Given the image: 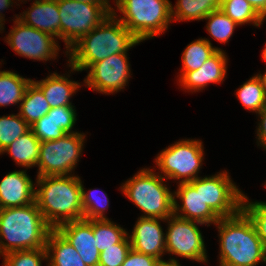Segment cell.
Here are the masks:
<instances>
[{"instance_id": "6da1fadb", "label": "cell", "mask_w": 266, "mask_h": 266, "mask_svg": "<svg viewBox=\"0 0 266 266\" xmlns=\"http://www.w3.org/2000/svg\"><path fill=\"white\" fill-rule=\"evenodd\" d=\"M112 13L97 27L83 36L70 49V65L74 71L90 67L113 54L126 53L140 41ZM117 20V21H116Z\"/></svg>"}, {"instance_id": "7a4b0ae2", "label": "cell", "mask_w": 266, "mask_h": 266, "mask_svg": "<svg viewBox=\"0 0 266 266\" xmlns=\"http://www.w3.org/2000/svg\"><path fill=\"white\" fill-rule=\"evenodd\" d=\"M39 189L35 202L46 223L56 229L59 225L83 219L81 180L77 176L37 177Z\"/></svg>"}, {"instance_id": "3957f363", "label": "cell", "mask_w": 266, "mask_h": 266, "mask_svg": "<svg viewBox=\"0 0 266 266\" xmlns=\"http://www.w3.org/2000/svg\"><path fill=\"white\" fill-rule=\"evenodd\" d=\"M220 233V266H256L266 263V248L248 215L241 210L216 223Z\"/></svg>"}, {"instance_id": "277c9868", "label": "cell", "mask_w": 266, "mask_h": 266, "mask_svg": "<svg viewBox=\"0 0 266 266\" xmlns=\"http://www.w3.org/2000/svg\"><path fill=\"white\" fill-rule=\"evenodd\" d=\"M52 228L46 223L36 202L0 209V238L4 255L13 251L41 249Z\"/></svg>"}, {"instance_id": "5b68a950", "label": "cell", "mask_w": 266, "mask_h": 266, "mask_svg": "<svg viewBox=\"0 0 266 266\" xmlns=\"http://www.w3.org/2000/svg\"><path fill=\"white\" fill-rule=\"evenodd\" d=\"M120 22L140 42L163 33L172 21L169 0H116Z\"/></svg>"}, {"instance_id": "8992f818", "label": "cell", "mask_w": 266, "mask_h": 266, "mask_svg": "<svg viewBox=\"0 0 266 266\" xmlns=\"http://www.w3.org/2000/svg\"><path fill=\"white\" fill-rule=\"evenodd\" d=\"M161 175L143 169L122 186L124 194L146 215L143 218L166 220L173 215V198Z\"/></svg>"}, {"instance_id": "52a82bcc", "label": "cell", "mask_w": 266, "mask_h": 266, "mask_svg": "<svg viewBox=\"0 0 266 266\" xmlns=\"http://www.w3.org/2000/svg\"><path fill=\"white\" fill-rule=\"evenodd\" d=\"M60 14V38L67 50L91 32L112 13L108 2L57 0Z\"/></svg>"}, {"instance_id": "ba28073f", "label": "cell", "mask_w": 266, "mask_h": 266, "mask_svg": "<svg viewBox=\"0 0 266 266\" xmlns=\"http://www.w3.org/2000/svg\"><path fill=\"white\" fill-rule=\"evenodd\" d=\"M84 135L67 133L57 140L40 142L38 176H62L72 172L82 152Z\"/></svg>"}, {"instance_id": "9c48e42d", "label": "cell", "mask_w": 266, "mask_h": 266, "mask_svg": "<svg viewBox=\"0 0 266 266\" xmlns=\"http://www.w3.org/2000/svg\"><path fill=\"white\" fill-rule=\"evenodd\" d=\"M202 142L198 140H182L169 146L156 158V164L168 179H182L188 183L198 178L203 160Z\"/></svg>"}, {"instance_id": "30bf717a", "label": "cell", "mask_w": 266, "mask_h": 266, "mask_svg": "<svg viewBox=\"0 0 266 266\" xmlns=\"http://www.w3.org/2000/svg\"><path fill=\"white\" fill-rule=\"evenodd\" d=\"M166 220L170 221L166 237V252L176 254L200 262L206 261L203 237L197 224L198 221L186 220L174 214Z\"/></svg>"}, {"instance_id": "8fae6325", "label": "cell", "mask_w": 266, "mask_h": 266, "mask_svg": "<svg viewBox=\"0 0 266 266\" xmlns=\"http://www.w3.org/2000/svg\"><path fill=\"white\" fill-rule=\"evenodd\" d=\"M243 196L227 172L202 178L203 200L220 218L238 214L242 210Z\"/></svg>"}, {"instance_id": "7c38bea8", "label": "cell", "mask_w": 266, "mask_h": 266, "mask_svg": "<svg viewBox=\"0 0 266 266\" xmlns=\"http://www.w3.org/2000/svg\"><path fill=\"white\" fill-rule=\"evenodd\" d=\"M14 22L6 42L18 55L39 61L56 57L59 48L53 36L23 24L18 17Z\"/></svg>"}, {"instance_id": "4fadbf2b", "label": "cell", "mask_w": 266, "mask_h": 266, "mask_svg": "<svg viewBox=\"0 0 266 266\" xmlns=\"http://www.w3.org/2000/svg\"><path fill=\"white\" fill-rule=\"evenodd\" d=\"M127 53L113 54L94 63L85 84L102 93H113L123 89L130 76Z\"/></svg>"}, {"instance_id": "5bb4252c", "label": "cell", "mask_w": 266, "mask_h": 266, "mask_svg": "<svg viewBox=\"0 0 266 266\" xmlns=\"http://www.w3.org/2000/svg\"><path fill=\"white\" fill-rule=\"evenodd\" d=\"M177 192L175 195L182 200V206L179 208V204L175 198H173V214L179 218L186 220L198 221L203 224L214 223L216 224L220 217L204 202L202 197V178H196L188 183H179ZM179 209L182 214L179 215L177 211Z\"/></svg>"}, {"instance_id": "9a60e30c", "label": "cell", "mask_w": 266, "mask_h": 266, "mask_svg": "<svg viewBox=\"0 0 266 266\" xmlns=\"http://www.w3.org/2000/svg\"><path fill=\"white\" fill-rule=\"evenodd\" d=\"M56 230L79 253L87 266H98L100 252L93 234V220H76L59 225Z\"/></svg>"}, {"instance_id": "2e32d148", "label": "cell", "mask_w": 266, "mask_h": 266, "mask_svg": "<svg viewBox=\"0 0 266 266\" xmlns=\"http://www.w3.org/2000/svg\"><path fill=\"white\" fill-rule=\"evenodd\" d=\"M158 220L140 217L129 240L133 250L162 260L164 250L166 252V237Z\"/></svg>"}, {"instance_id": "e0dca14e", "label": "cell", "mask_w": 266, "mask_h": 266, "mask_svg": "<svg viewBox=\"0 0 266 266\" xmlns=\"http://www.w3.org/2000/svg\"><path fill=\"white\" fill-rule=\"evenodd\" d=\"M73 106L51 108L50 111L31 125V130L40 142L57 140L71 132L76 121Z\"/></svg>"}, {"instance_id": "ac0fdd59", "label": "cell", "mask_w": 266, "mask_h": 266, "mask_svg": "<svg viewBox=\"0 0 266 266\" xmlns=\"http://www.w3.org/2000/svg\"><path fill=\"white\" fill-rule=\"evenodd\" d=\"M35 191L33 182L25 171L7 174L0 182V209L34 203Z\"/></svg>"}, {"instance_id": "d6986e66", "label": "cell", "mask_w": 266, "mask_h": 266, "mask_svg": "<svg viewBox=\"0 0 266 266\" xmlns=\"http://www.w3.org/2000/svg\"><path fill=\"white\" fill-rule=\"evenodd\" d=\"M227 58L222 50H218L199 69L187 71L180 75L179 82L185 89L200 90L208 83H220L226 75Z\"/></svg>"}, {"instance_id": "ffe728a7", "label": "cell", "mask_w": 266, "mask_h": 266, "mask_svg": "<svg viewBox=\"0 0 266 266\" xmlns=\"http://www.w3.org/2000/svg\"><path fill=\"white\" fill-rule=\"evenodd\" d=\"M18 20L23 24L60 38V14L57 0H35Z\"/></svg>"}, {"instance_id": "44dd1931", "label": "cell", "mask_w": 266, "mask_h": 266, "mask_svg": "<svg viewBox=\"0 0 266 266\" xmlns=\"http://www.w3.org/2000/svg\"><path fill=\"white\" fill-rule=\"evenodd\" d=\"M32 82L42 91L51 108L72 106L69 102L70 96L80 87L79 83L57 73L49 75L44 80Z\"/></svg>"}, {"instance_id": "7402d4cb", "label": "cell", "mask_w": 266, "mask_h": 266, "mask_svg": "<svg viewBox=\"0 0 266 266\" xmlns=\"http://www.w3.org/2000/svg\"><path fill=\"white\" fill-rule=\"evenodd\" d=\"M45 248L47 259H51L48 266H87L78 251L56 229L49 232Z\"/></svg>"}, {"instance_id": "603a6c76", "label": "cell", "mask_w": 266, "mask_h": 266, "mask_svg": "<svg viewBox=\"0 0 266 266\" xmlns=\"http://www.w3.org/2000/svg\"><path fill=\"white\" fill-rule=\"evenodd\" d=\"M8 152L18 165L32 167L37 165L40 152V141L30 129L24 135L2 150Z\"/></svg>"}, {"instance_id": "cb8c5ba5", "label": "cell", "mask_w": 266, "mask_h": 266, "mask_svg": "<svg viewBox=\"0 0 266 266\" xmlns=\"http://www.w3.org/2000/svg\"><path fill=\"white\" fill-rule=\"evenodd\" d=\"M19 115L31 126L51 109L42 91L31 82L26 89Z\"/></svg>"}, {"instance_id": "d4e9b609", "label": "cell", "mask_w": 266, "mask_h": 266, "mask_svg": "<svg viewBox=\"0 0 266 266\" xmlns=\"http://www.w3.org/2000/svg\"><path fill=\"white\" fill-rule=\"evenodd\" d=\"M221 0H178L176 11L171 7V17L176 20H202L220 9ZM176 17V18H175Z\"/></svg>"}, {"instance_id": "484cf974", "label": "cell", "mask_w": 266, "mask_h": 266, "mask_svg": "<svg viewBox=\"0 0 266 266\" xmlns=\"http://www.w3.org/2000/svg\"><path fill=\"white\" fill-rule=\"evenodd\" d=\"M32 82L11 71H0V106L21 102Z\"/></svg>"}, {"instance_id": "4316f807", "label": "cell", "mask_w": 266, "mask_h": 266, "mask_svg": "<svg viewBox=\"0 0 266 266\" xmlns=\"http://www.w3.org/2000/svg\"><path fill=\"white\" fill-rule=\"evenodd\" d=\"M220 48H214L207 39H198L189 44L182 56L183 69L181 75L187 71L199 69Z\"/></svg>"}, {"instance_id": "83f0119b", "label": "cell", "mask_w": 266, "mask_h": 266, "mask_svg": "<svg viewBox=\"0 0 266 266\" xmlns=\"http://www.w3.org/2000/svg\"><path fill=\"white\" fill-rule=\"evenodd\" d=\"M93 234L100 253L109 247H115V244L120 243L128 235L123 228L113 224L109 219L93 220Z\"/></svg>"}, {"instance_id": "f1b7e54d", "label": "cell", "mask_w": 266, "mask_h": 266, "mask_svg": "<svg viewBox=\"0 0 266 266\" xmlns=\"http://www.w3.org/2000/svg\"><path fill=\"white\" fill-rule=\"evenodd\" d=\"M236 93L243 106L248 110L259 113L266 106L263 84L258 75L241 85Z\"/></svg>"}, {"instance_id": "f546056e", "label": "cell", "mask_w": 266, "mask_h": 266, "mask_svg": "<svg viewBox=\"0 0 266 266\" xmlns=\"http://www.w3.org/2000/svg\"><path fill=\"white\" fill-rule=\"evenodd\" d=\"M220 10L238 25L248 22L261 25V16L246 0H221Z\"/></svg>"}, {"instance_id": "4dcf8cb0", "label": "cell", "mask_w": 266, "mask_h": 266, "mask_svg": "<svg viewBox=\"0 0 266 266\" xmlns=\"http://www.w3.org/2000/svg\"><path fill=\"white\" fill-rule=\"evenodd\" d=\"M30 129V125L19 114L0 117V154Z\"/></svg>"}, {"instance_id": "1f68e13d", "label": "cell", "mask_w": 266, "mask_h": 266, "mask_svg": "<svg viewBox=\"0 0 266 266\" xmlns=\"http://www.w3.org/2000/svg\"><path fill=\"white\" fill-rule=\"evenodd\" d=\"M205 19L209 21L206 26L209 34L222 43H226L230 39L233 30L238 26L237 23L220 9L211 12Z\"/></svg>"}, {"instance_id": "d6a6232c", "label": "cell", "mask_w": 266, "mask_h": 266, "mask_svg": "<svg viewBox=\"0 0 266 266\" xmlns=\"http://www.w3.org/2000/svg\"><path fill=\"white\" fill-rule=\"evenodd\" d=\"M90 192V193H89ZM85 192L84 187L81 182V203L83 208V219L85 220H103L106 218L103 213L104 209L108 208L109 200L107 194L102 197L91 194L94 191ZM105 196V198H104ZM103 198V199H102ZM103 204V205H102Z\"/></svg>"}, {"instance_id": "836d02e7", "label": "cell", "mask_w": 266, "mask_h": 266, "mask_svg": "<svg viewBox=\"0 0 266 266\" xmlns=\"http://www.w3.org/2000/svg\"><path fill=\"white\" fill-rule=\"evenodd\" d=\"M47 257L46 248L13 251L4 255V266H41Z\"/></svg>"}, {"instance_id": "e575fe53", "label": "cell", "mask_w": 266, "mask_h": 266, "mask_svg": "<svg viewBox=\"0 0 266 266\" xmlns=\"http://www.w3.org/2000/svg\"><path fill=\"white\" fill-rule=\"evenodd\" d=\"M243 196L242 210L252 220L257 234L266 248V202H248Z\"/></svg>"}, {"instance_id": "d590c367", "label": "cell", "mask_w": 266, "mask_h": 266, "mask_svg": "<svg viewBox=\"0 0 266 266\" xmlns=\"http://www.w3.org/2000/svg\"><path fill=\"white\" fill-rule=\"evenodd\" d=\"M128 239L126 236L120 243L115 244V247H109L101 252L98 266H121L131 249Z\"/></svg>"}, {"instance_id": "8d00e7d4", "label": "cell", "mask_w": 266, "mask_h": 266, "mask_svg": "<svg viewBox=\"0 0 266 266\" xmlns=\"http://www.w3.org/2000/svg\"><path fill=\"white\" fill-rule=\"evenodd\" d=\"M159 261L155 257L137 252L131 248L121 266H157Z\"/></svg>"}, {"instance_id": "74e56055", "label": "cell", "mask_w": 266, "mask_h": 266, "mask_svg": "<svg viewBox=\"0 0 266 266\" xmlns=\"http://www.w3.org/2000/svg\"><path fill=\"white\" fill-rule=\"evenodd\" d=\"M260 124L257 131L259 142L266 149V106L259 112Z\"/></svg>"}, {"instance_id": "f35d334b", "label": "cell", "mask_w": 266, "mask_h": 266, "mask_svg": "<svg viewBox=\"0 0 266 266\" xmlns=\"http://www.w3.org/2000/svg\"><path fill=\"white\" fill-rule=\"evenodd\" d=\"M254 10L261 16V24L266 17V0H246Z\"/></svg>"}, {"instance_id": "ab89813d", "label": "cell", "mask_w": 266, "mask_h": 266, "mask_svg": "<svg viewBox=\"0 0 266 266\" xmlns=\"http://www.w3.org/2000/svg\"><path fill=\"white\" fill-rule=\"evenodd\" d=\"M157 266H180L179 263L175 259H170V261L166 262L165 260H160Z\"/></svg>"}, {"instance_id": "60d3db41", "label": "cell", "mask_w": 266, "mask_h": 266, "mask_svg": "<svg viewBox=\"0 0 266 266\" xmlns=\"http://www.w3.org/2000/svg\"><path fill=\"white\" fill-rule=\"evenodd\" d=\"M12 3L13 2L11 0H0V9L2 10L8 8ZM0 19L3 21L2 14H0Z\"/></svg>"}, {"instance_id": "b9f144b4", "label": "cell", "mask_w": 266, "mask_h": 266, "mask_svg": "<svg viewBox=\"0 0 266 266\" xmlns=\"http://www.w3.org/2000/svg\"><path fill=\"white\" fill-rule=\"evenodd\" d=\"M258 77L262 81L263 88H264V93H265V96H266V72H265V74L263 76H262V74H258Z\"/></svg>"}, {"instance_id": "7bdbcfd3", "label": "cell", "mask_w": 266, "mask_h": 266, "mask_svg": "<svg viewBox=\"0 0 266 266\" xmlns=\"http://www.w3.org/2000/svg\"><path fill=\"white\" fill-rule=\"evenodd\" d=\"M73 1H77V2H109V0H73Z\"/></svg>"}, {"instance_id": "ee69618b", "label": "cell", "mask_w": 266, "mask_h": 266, "mask_svg": "<svg viewBox=\"0 0 266 266\" xmlns=\"http://www.w3.org/2000/svg\"><path fill=\"white\" fill-rule=\"evenodd\" d=\"M262 57H263V60L266 61V47H265V49L262 52Z\"/></svg>"}, {"instance_id": "f6af8a7d", "label": "cell", "mask_w": 266, "mask_h": 266, "mask_svg": "<svg viewBox=\"0 0 266 266\" xmlns=\"http://www.w3.org/2000/svg\"><path fill=\"white\" fill-rule=\"evenodd\" d=\"M0 253L4 256V252L2 251L1 240H0Z\"/></svg>"}, {"instance_id": "bcb514c9", "label": "cell", "mask_w": 266, "mask_h": 266, "mask_svg": "<svg viewBox=\"0 0 266 266\" xmlns=\"http://www.w3.org/2000/svg\"><path fill=\"white\" fill-rule=\"evenodd\" d=\"M2 20L0 19V29L2 28L3 29V27H2Z\"/></svg>"}]
</instances>
